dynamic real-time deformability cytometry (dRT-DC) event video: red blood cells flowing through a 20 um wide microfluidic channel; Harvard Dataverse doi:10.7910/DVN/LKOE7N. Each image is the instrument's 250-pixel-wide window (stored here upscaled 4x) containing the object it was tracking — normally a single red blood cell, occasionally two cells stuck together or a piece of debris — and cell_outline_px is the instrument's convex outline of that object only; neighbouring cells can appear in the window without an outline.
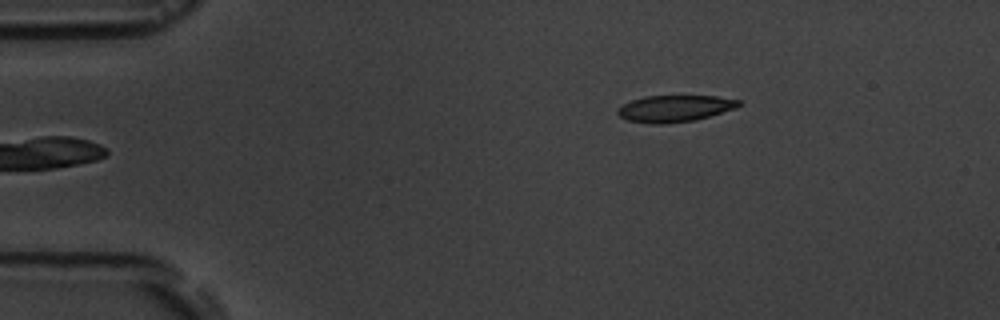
{"species": "common noctule bat (a hibernating species)", "species_latin": "Nyctalus noctula", "temperature_condition": "room temperature", "stored_images_in_passage": 6, "camera_frame_rate_fps": 3000, "um_per_image_px": 0.085, "animal": {"sex": "male", "body_mass_g": 19.5, "forearm_length_mm": 54.6}, "frame": {"image": 1, "passage_image": 6, "time_ms": 5.667, "image_size_px": [1000, 320], "cell_outline_px": [[744, 104], [736, 108], [696, 120], [664, 124], [652, 124], [628, 120], [620, 116], [616, 112], [616, 108], [632, 100], [644, 96], [716, 96], [740, 100]], "centroid_in_image_um": [57.37, 9.22], "position_along_channel_um": 27.6, "area_um2": 18.9}}